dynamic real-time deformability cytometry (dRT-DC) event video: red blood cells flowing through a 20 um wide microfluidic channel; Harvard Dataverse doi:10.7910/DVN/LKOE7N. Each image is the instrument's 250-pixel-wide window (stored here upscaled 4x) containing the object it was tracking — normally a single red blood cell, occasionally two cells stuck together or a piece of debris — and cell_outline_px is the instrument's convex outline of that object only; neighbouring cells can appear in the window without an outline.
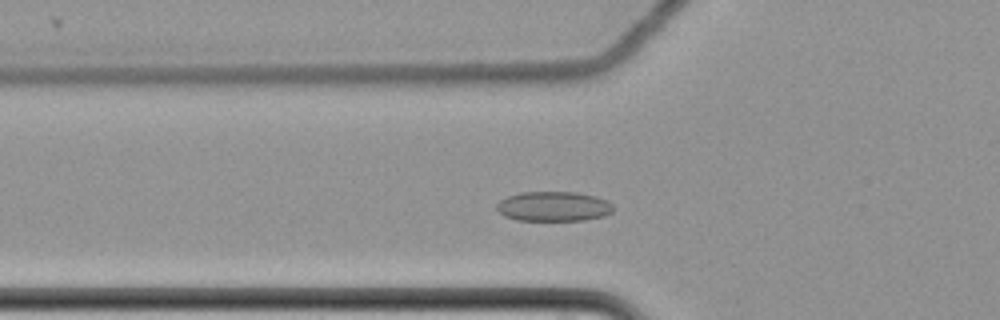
{"species": "common noctule bat (a hibernating species)", "species_latin": "Nyctalus noctula", "temperature_condition": "cold", "stored_images_in_passage": 55, "camera_frame_rate_fps": 3000, "um_per_image_px": 0.085, "animal": {"sex": "female", "body_mass_g": 22.7, "forearm_length_mm": 54.2}, "frame": {"image": 1, "passage_image": 16, "time_ms": 5.0, "image_size_px": [1000, 320], "cell_outline_px": [[616, 208], [612, 212], [604, 216], [584, 220], [516, 220], [504, 216], [496, 212], [496, 204], [500, 200], [508, 196], [520, 192], [576, 192], [596, 196], [608, 200]], "centroid_in_image_um": [47.06, 17.54], "position_along_channel_um": 78.7, "area_um2": 20.52}}
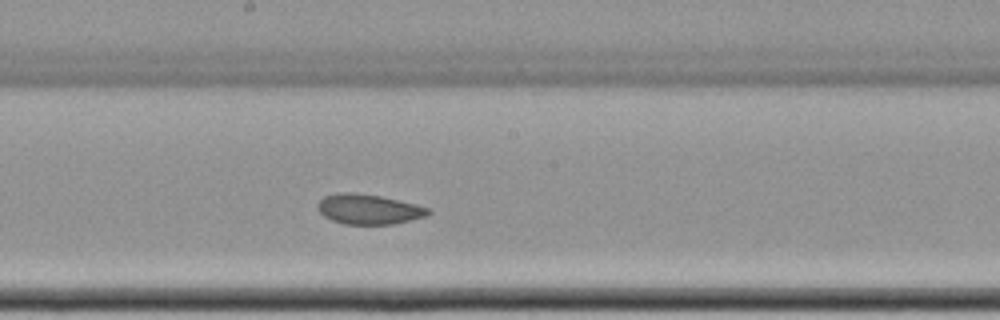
{"frame": {"image": 2, "passage_image": 28, "time_ms": 9.0, "image_size_px": [1000, 320], "cell_outline_px": [[432, 212], [424, 216], [392, 224], [344, 224], [332, 220], [324, 216], [316, 208], [316, 204], [324, 196], [336, 192], [356, 192], [380, 196], [416, 204], [428, 208]], "centroid_in_image_um": [31.27, 17.77], "position_along_channel_um": 216.9, "area_um2": 19.31}}
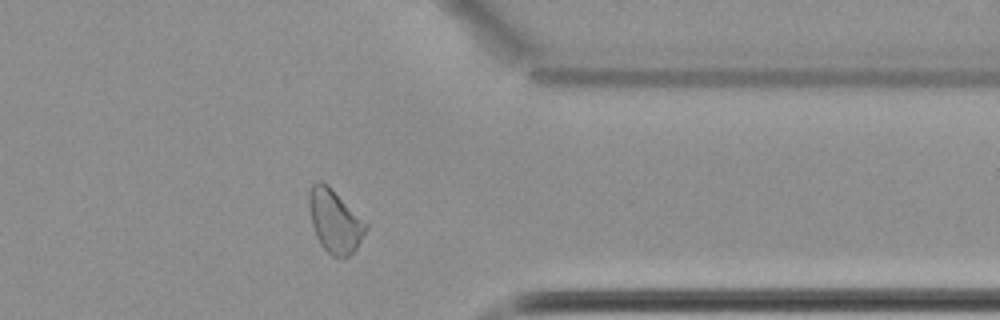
{"frame": {"image": 3, "passage_image": 43, "time_ms": 14.0, "image_size_px": [1000, 320], "cell_outline_px": [[368, 228], [356, 248], [344, 260], [332, 256], [320, 244], [316, 236], [312, 224], [308, 204], [308, 192], [312, 184], [316, 180], [320, 180], [328, 184], [368, 224]], "centroid_in_image_um": [28.44, 18.78], "position_along_channel_um": 383.0, "area_um2": 21.1}, "authors_computed_cell_mechanics": {"area_um2": 20.8658, "velocity_mm_per_s": 3.4684, "shape_relaxation_time_tau1_ms": null, "shape_relaxation_time_tau2_ms": 2.541, "deformation_change_tau1": null, "deformation_change_tau2": 0.0618}}